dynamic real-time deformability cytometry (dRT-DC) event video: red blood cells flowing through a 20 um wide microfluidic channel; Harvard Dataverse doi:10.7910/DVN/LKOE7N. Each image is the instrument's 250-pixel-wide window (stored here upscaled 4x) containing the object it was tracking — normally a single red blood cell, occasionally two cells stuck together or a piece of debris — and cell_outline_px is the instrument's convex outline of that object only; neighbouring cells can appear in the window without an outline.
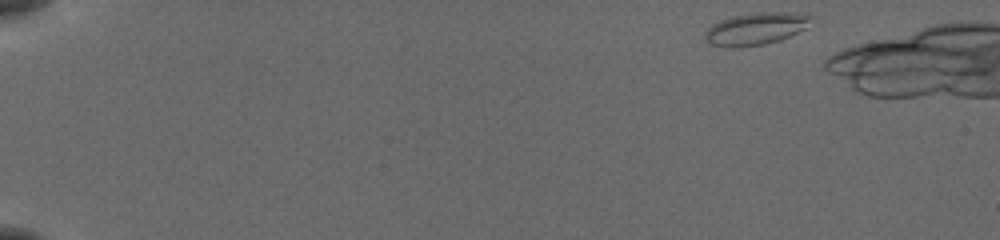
{"species": "common noctule bat (a hibernating species)", "species_latin": "Nyctalus noctula", "temperature_condition": "cold", "stored_images_in_passage": 45, "camera_frame_rate_fps": 3000, "um_per_image_px": 0.085, "animal": {"sex": "female", "body_mass_g": 19.5, "forearm_length_mm": 54.1}, "frame": {"image": 1, "passage_image": 1, "time_ms": 0.0, "image_size_px": [1000, 240], "cell_outline_px": [[812, 16], [808, 28], [780, 40], [764, 44], [740, 48], [728, 48], [712, 44], [704, 36], [704, 32], [712, 24], [736, 16], [760, 12], [808, 12]], "centroid_in_image_um": [64.32, 2.44], "position_along_channel_um": 20.7, "area_um2": 20.06}}
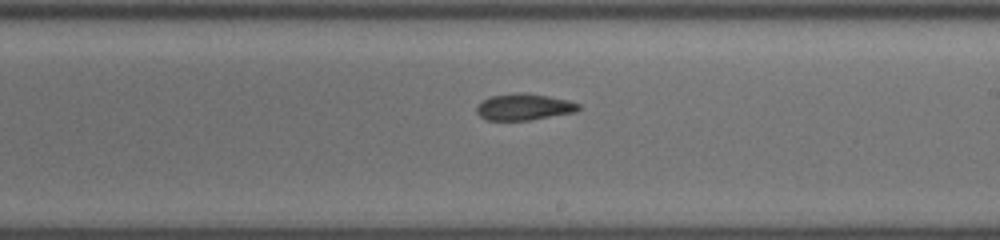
{"frame": {"image": 2, "passage_image": 29, "time_ms": 9.333, "image_size_px": [1000, 240], "cell_outline_px": [[580, 108], [576, 112], [528, 120], [488, 120], [480, 116], [476, 112], [476, 104], [492, 96], [512, 92], [524, 92], [548, 96], [568, 100], [580, 104]], "centroid_in_image_um": [44.53, 9.08], "position_along_channel_um": 244.5, "area_um2": 15.78}}
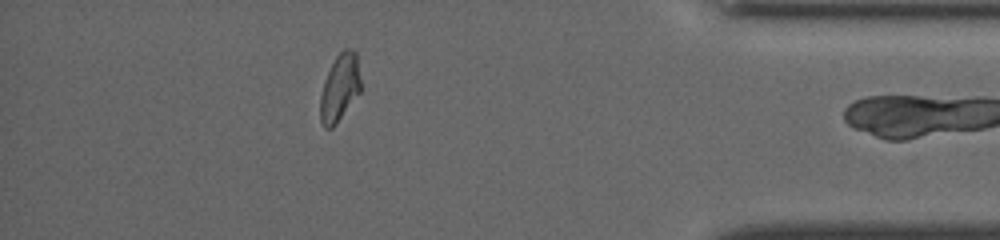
{"frame": {"image": 3, "passage_image": 44, "time_ms": 14.333, "image_size_px": [1000, 240], "cell_outline_px": [[360, 92], [336, 124], [332, 128], [324, 128], [320, 120], [320, 96], [324, 80], [336, 56], [344, 48], [352, 48], [356, 52], [360, 80]], "centroid_in_image_um": [28.87, 7.46], "position_along_channel_um": 406.3, "area_um2": 15.78}}